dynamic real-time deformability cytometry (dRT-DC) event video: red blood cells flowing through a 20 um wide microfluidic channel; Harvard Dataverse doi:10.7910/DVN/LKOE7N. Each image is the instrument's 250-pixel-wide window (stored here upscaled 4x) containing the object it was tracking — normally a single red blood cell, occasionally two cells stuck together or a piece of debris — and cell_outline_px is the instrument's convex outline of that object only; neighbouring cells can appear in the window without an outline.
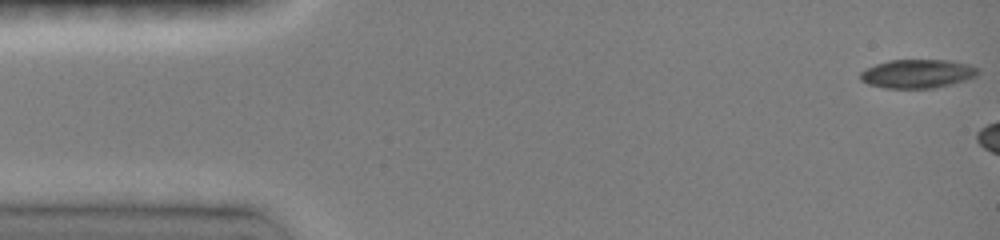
{"species": "common noctule bat (a hibernating species)", "species_latin": "Nyctalus noctula", "temperature_condition": "room temperature", "stored_images_in_passage": 3, "camera_frame_rate_fps": 3000, "um_per_image_px": 0.085, "animal": {"sex": "female", "body_mass_g": 19.0, "forearm_length_mm": 51.5}, "frame": {"image": 1, "passage_image": 1, "time_ms": 0.0, "image_size_px": [1000, 240], "cell_outline_px": [[980, 72], [976, 76], [968, 80], [952, 84], [932, 88], [884, 88], [868, 84], [860, 80], [860, 72], [876, 64], [888, 60], [948, 60], [968, 64], [980, 68]], "centroid_in_image_um": [78.01, 6.27], "position_along_channel_um": 7.0, "area_um2": 19.83}}